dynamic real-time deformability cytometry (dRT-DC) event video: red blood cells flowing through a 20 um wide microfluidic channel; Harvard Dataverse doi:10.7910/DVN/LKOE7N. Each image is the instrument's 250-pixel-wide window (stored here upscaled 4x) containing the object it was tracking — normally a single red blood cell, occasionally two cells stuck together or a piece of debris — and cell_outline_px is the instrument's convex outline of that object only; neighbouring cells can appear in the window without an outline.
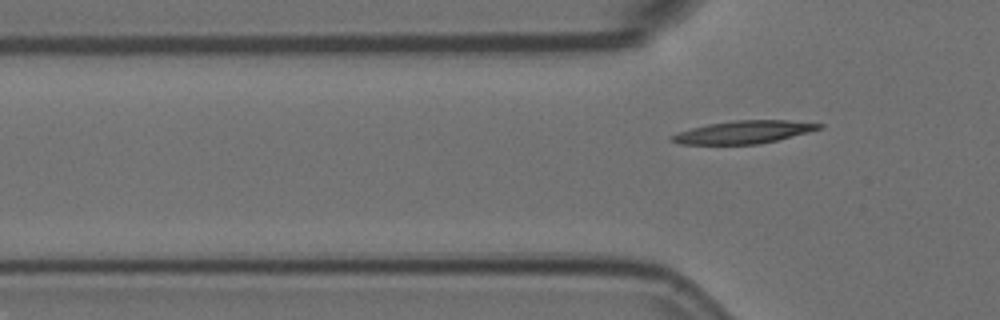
{"species": "Egyptian fruit bat (a non-hibernating species)", "species_latin": "Rousettus aegyptiacus", "temperature_condition": "room temperature", "stored_images_in_passage": 7, "segment_of_instrument_passage": [2, 2], "camera_frame_rate_fps": 3000, "um_per_image_px": 0.085, "animal": {"sex": "female"}, "frame": {"image": 1, "passage_image": 7, "time_ms": 2.0, "image_size_px": [1000, 320], "cell_outline_px": [[824, 128], [760, 144], [680, 144], [668, 140], [668, 136], [692, 128], [708, 124], [736, 120], [788, 120], [824, 124]], "centroid_in_image_um": [63.21, 11.23], "position_along_channel_um": 62.6, "area_um2": 19.48}}